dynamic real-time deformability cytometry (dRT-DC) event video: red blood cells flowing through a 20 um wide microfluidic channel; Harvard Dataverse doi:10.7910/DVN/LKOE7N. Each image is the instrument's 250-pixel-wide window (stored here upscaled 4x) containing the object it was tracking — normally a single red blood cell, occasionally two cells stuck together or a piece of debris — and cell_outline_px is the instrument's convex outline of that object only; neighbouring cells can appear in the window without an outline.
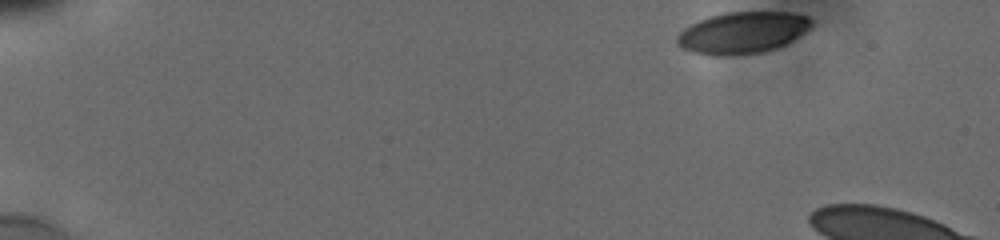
{"species": "human", "species_latin": "Homo sapiens", "temperature_condition": "cold", "stored_images_in_passage": 8, "camera_frame_rate_fps": 3000, "um_per_image_px": 0.085, "donor": {"sex": "male"}, "frame": {"image": 1, "passage_image": 1, "time_ms": 0.0, "image_size_px": [1000, 240], "cell_outline_px": [[812, 28], [792, 40], [776, 48], [760, 52], [728, 56], [712, 56], [696, 52], [684, 48], [676, 44], [676, 36], [684, 28], [708, 16], [728, 12], [792, 12], [808, 16], [812, 20]], "centroid_in_image_um": [63.13, 2.77], "position_along_channel_um": 21.9, "area_um2": 32.6}}